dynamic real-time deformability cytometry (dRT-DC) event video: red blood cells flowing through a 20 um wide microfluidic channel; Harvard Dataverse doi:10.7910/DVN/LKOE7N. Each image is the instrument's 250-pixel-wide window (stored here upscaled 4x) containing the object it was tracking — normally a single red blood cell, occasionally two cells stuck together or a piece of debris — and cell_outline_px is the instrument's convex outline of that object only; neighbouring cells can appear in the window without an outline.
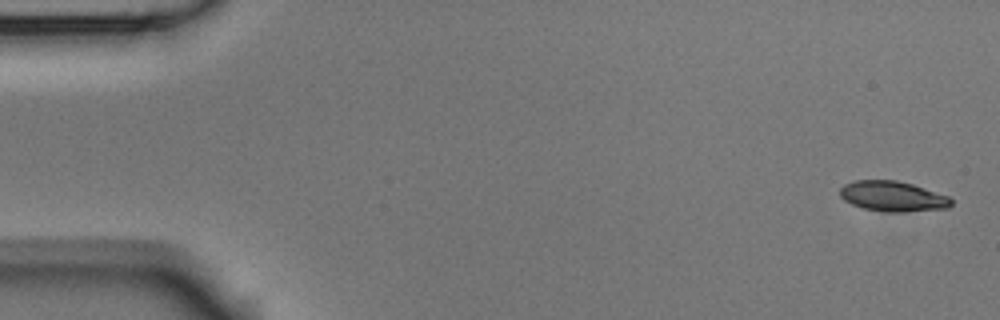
{"species": "Egyptian fruit bat (a non-hibernating species)", "species_latin": "Rousettus aegyptiacus", "temperature_condition": "room temperature", "stored_images_in_passage": 5, "camera_frame_rate_fps": 3000, "um_per_image_px": 0.085, "animal": {"sex": "male"}, "frame": {"image": 1, "passage_image": 1, "time_ms": 0.0, "image_size_px": [1000, 320], "cell_outline_px": [[952, 204], [948, 208], [904, 212], [888, 212], [864, 208], [852, 204], [844, 200], [840, 196], [840, 188], [844, 184], [856, 180], [896, 180], [912, 184], [948, 196], [952, 200]], "centroid_in_image_um": [75.87, 16.68], "position_along_channel_um": 9.1, "area_um2": 19.54}}
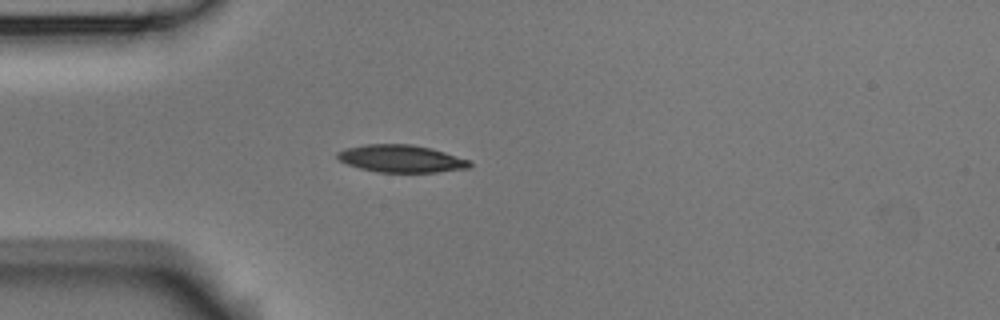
{"frame": {"image": 2, "passage_image": 5, "time_ms": 1.333, "image_size_px": [1000, 320], "cell_outline_px": [[472, 164], [468, 168], [436, 172], [376, 172], [360, 168], [348, 164], [340, 160], [336, 156], [336, 152], [344, 148], [364, 144], [412, 144], [432, 148], [468, 160]], "centroid_in_image_um": [34.05, 13.48], "position_along_channel_um": 50.9, "area_um2": 21.1}}